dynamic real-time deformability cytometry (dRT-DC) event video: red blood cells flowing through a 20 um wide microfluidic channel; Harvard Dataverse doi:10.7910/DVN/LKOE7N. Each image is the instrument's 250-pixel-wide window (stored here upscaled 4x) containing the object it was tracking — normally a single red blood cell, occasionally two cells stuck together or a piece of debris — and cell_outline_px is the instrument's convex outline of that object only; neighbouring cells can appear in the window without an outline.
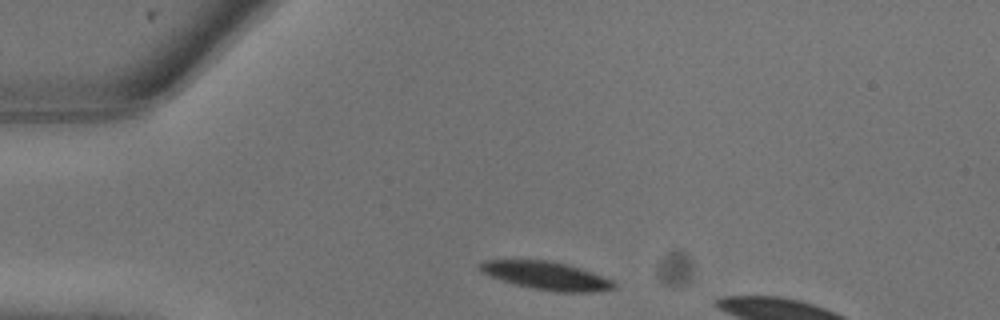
{"species": "common noctule bat (a hibernating species)", "species_latin": "Nyctalus noctula", "temperature_condition": "warm", "stored_images_in_passage": 15, "camera_frame_rate_fps": 3000, "um_per_image_px": 0.085, "animal": {"sex": "male", "body_mass_g": 13.3}, "frame": {"image": 1, "passage_image": 1, "time_ms": 0.0, "image_size_px": [1000, 320], "cell_outline_px": [[616, 288], [592, 292], [556, 292], [532, 288], [516, 284], [480, 272], [480, 264], [484, 260], [548, 260], [568, 264], [592, 272], [612, 280], [616, 284]], "centroid_in_image_um": [46.48, 23.43], "position_along_channel_um": 38.5, "area_um2": 21.73}}
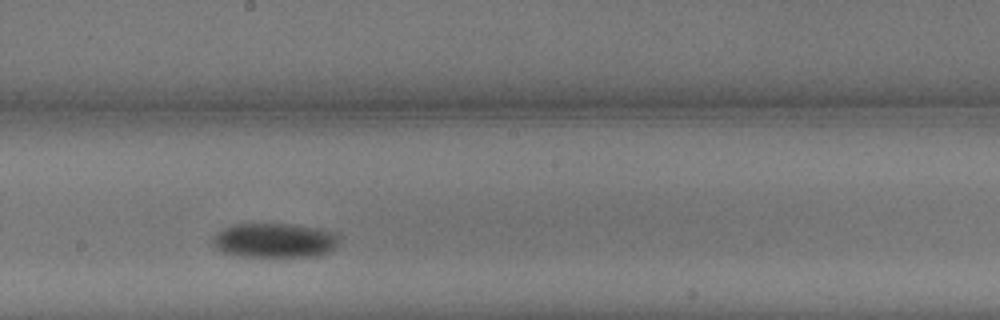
{"frame": {"image": 2, "passage_image": 9, "time_ms": 2.667, "image_size_px": [1000, 320], "cell_outline_px": [[340, 240], [328, 252], [316, 256], [240, 256], [224, 252], [216, 248], [212, 244], [212, 236], [216, 232], [232, 224], [288, 224], [320, 228], [336, 232]], "centroid_in_image_um": [23.32, 20.42], "position_along_channel_um": 224.9, "area_um2": 25.43}}
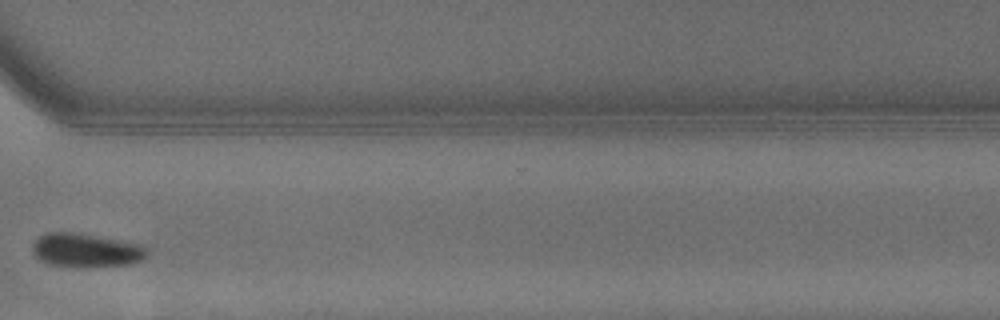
{"frame": {"image": 3, "passage_image": 14, "time_ms": 4.333, "image_size_px": [1000, 320], "cell_outline_px": [[148, 256], [144, 260], [128, 264], [80, 268], [76, 268], [48, 264], [40, 260], [32, 252], [32, 244], [40, 236], [48, 232], [84, 232], [140, 244], [148, 248]], "centroid_in_image_um": [7.34, 21.27], "position_along_channel_um": 363.3, "area_um2": 23.24}}